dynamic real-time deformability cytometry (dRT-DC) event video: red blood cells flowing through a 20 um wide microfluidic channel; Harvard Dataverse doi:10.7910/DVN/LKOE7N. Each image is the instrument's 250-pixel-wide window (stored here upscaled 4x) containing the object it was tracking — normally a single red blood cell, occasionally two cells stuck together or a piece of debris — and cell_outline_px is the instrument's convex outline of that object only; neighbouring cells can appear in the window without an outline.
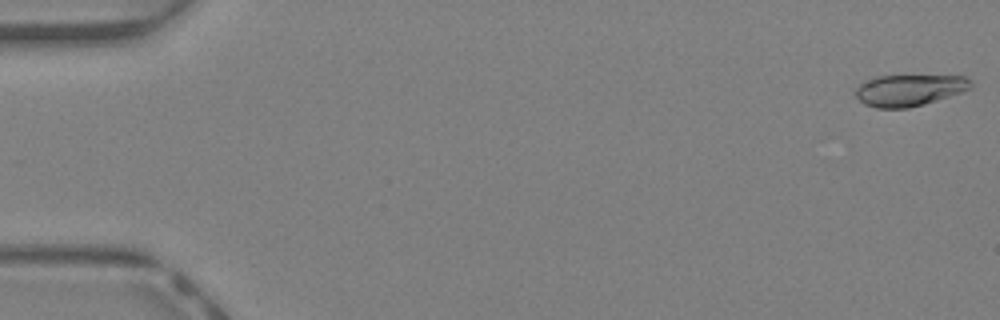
{"species": "Egyptian fruit bat (a non-hibernating species)", "species_latin": "Rousettus aegyptiacus", "temperature_condition": "warm", "stored_images_in_passage": 45, "camera_frame_rate_fps": 3000, "um_per_image_px": 0.085, "animal": {"sex": "female"}, "frame": {"image": 1, "passage_image": 1, "time_ms": 0.0, "image_size_px": [1000, 320], "cell_outline_px": [[972, 88], [964, 92], [924, 104], [908, 108], [876, 108], [864, 104], [852, 92], [860, 84], [876, 76], [964, 76], [972, 80]], "centroid_in_image_um": [77.3, 7.67], "position_along_channel_um": 7.7, "area_um2": 21.27}}
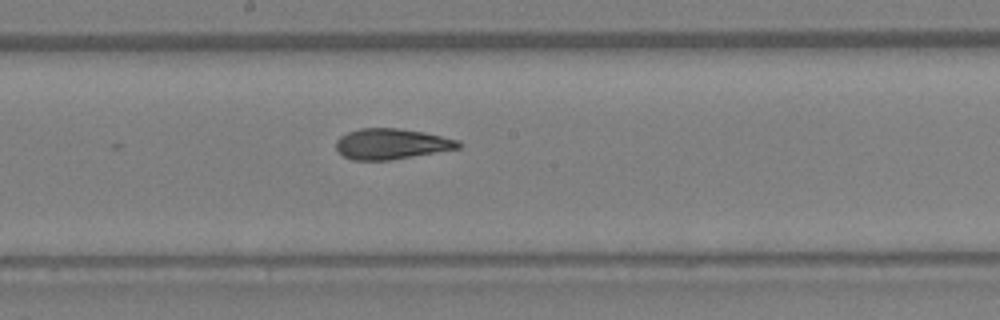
{"frame": {"image": 2, "passage_image": 25, "time_ms": 8.0, "image_size_px": [1000, 320], "cell_outline_px": [[460, 148], [388, 160], [352, 160], [344, 156], [336, 148], [336, 140], [340, 136], [348, 132], [360, 128], [400, 128], [424, 132], [460, 140]], "centroid_in_image_um": [33.26, 12.22], "position_along_channel_um": 214.9, "area_um2": 21.73}}
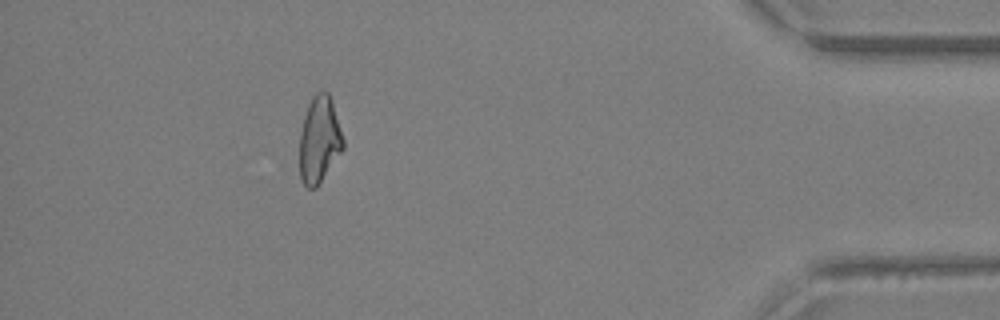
{"frame": {"image": 3, "passage_image": 41, "time_ms": 13.333, "image_size_px": [1000, 320], "cell_outline_px": [[344, 148], [316, 188], [308, 188], [300, 180], [300, 132], [304, 116], [308, 104], [312, 96], [316, 92], [328, 92], [332, 100], [344, 140]], "centroid_in_image_um": [27.14, 11.87], "position_along_channel_um": 408.1, "area_um2": 21.96}, "authors_computed_cell_mechanics": {"area_um2": 22.0218, "velocity_mm_per_s": 4.5808, "shape_relaxation_time_tau1_ms": 8.4798, "shape_relaxation_time_tau2_ms": 2.4225, "deformation_change_tau1": 0.2476, "deformation_change_tau2": 0.0938}}